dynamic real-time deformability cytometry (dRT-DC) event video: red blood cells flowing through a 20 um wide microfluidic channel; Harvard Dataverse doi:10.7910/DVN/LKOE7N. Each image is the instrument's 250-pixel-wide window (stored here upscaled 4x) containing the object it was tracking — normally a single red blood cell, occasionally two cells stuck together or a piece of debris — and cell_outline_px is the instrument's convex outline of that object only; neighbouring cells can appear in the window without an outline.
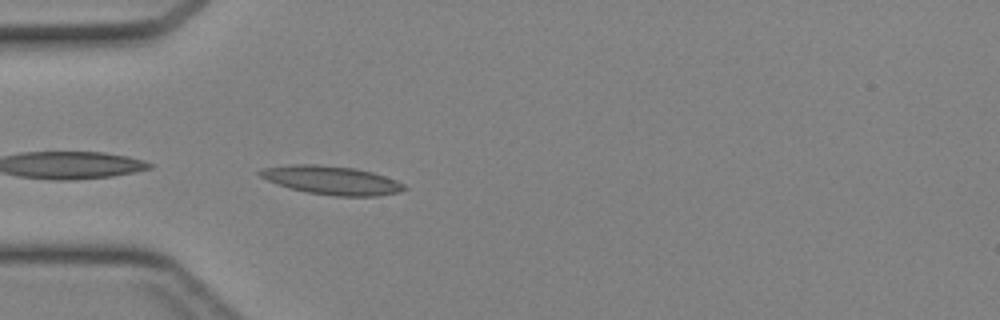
{"species": "Egyptian fruit bat (a non-hibernating species)", "species_latin": "Rousettus aegyptiacus", "temperature_condition": "cold", "stored_images_in_passage": 32, "camera_frame_rate_fps": 3000, "um_per_image_px": 0.085, "animal": {"sex": "female"}, "frame": {"image": 1, "passage_image": 1, "time_ms": 0.0, "image_size_px": [1000, 320], "cell_outline_px": [[408, 188], [400, 192], [376, 196], [336, 196], [308, 192], [292, 188], [268, 180], [260, 176], [256, 172], [260, 168], [292, 164], [316, 164], [356, 168], [372, 172], [396, 180], [404, 184]], "centroid_in_image_um": [28.2, 15.31], "position_along_channel_um": 56.8, "area_um2": 23.93}}
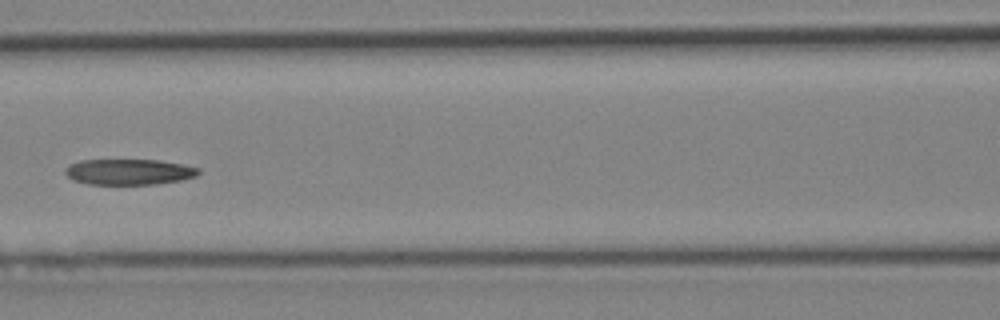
{"frame": {"image": 2, "passage_image": 8, "time_ms": 2.333, "image_size_px": [1000, 320], "cell_outline_px": [[200, 172], [196, 176], [180, 180], [156, 184], [88, 184], [72, 180], [64, 172], [64, 168], [68, 164], [80, 160], [160, 160], [200, 168]], "centroid_in_image_um": [10.92, 14.6], "position_along_channel_um": 155.7, "area_um2": 20.06}}
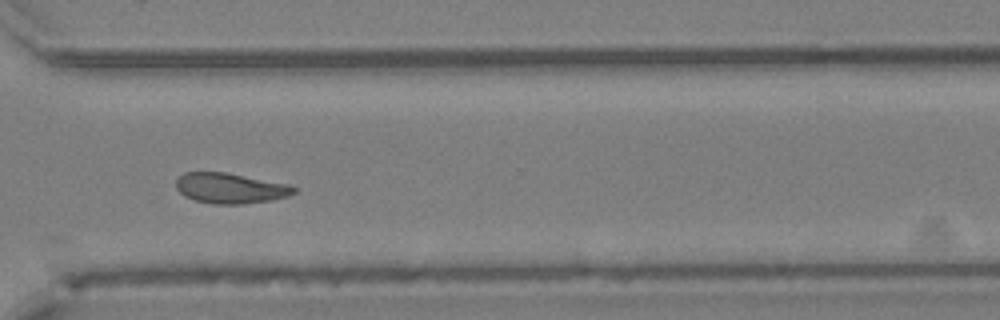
{"frame": {"image": 3, "passage_image": 21, "time_ms": 6.667, "image_size_px": [1000, 320], "cell_outline_px": [[296, 192], [288, 196], [272, 200], [244, 204], [212, 204], [196, 200], [184, 196], [176, 188], [176, 180], [184, 172], [224, 172], [288, 184], [296, 188]], "centroid_in_image_um": [19.57, 16.0], "position_along_channel_um": 351.0, "area_um2": 20.81}}